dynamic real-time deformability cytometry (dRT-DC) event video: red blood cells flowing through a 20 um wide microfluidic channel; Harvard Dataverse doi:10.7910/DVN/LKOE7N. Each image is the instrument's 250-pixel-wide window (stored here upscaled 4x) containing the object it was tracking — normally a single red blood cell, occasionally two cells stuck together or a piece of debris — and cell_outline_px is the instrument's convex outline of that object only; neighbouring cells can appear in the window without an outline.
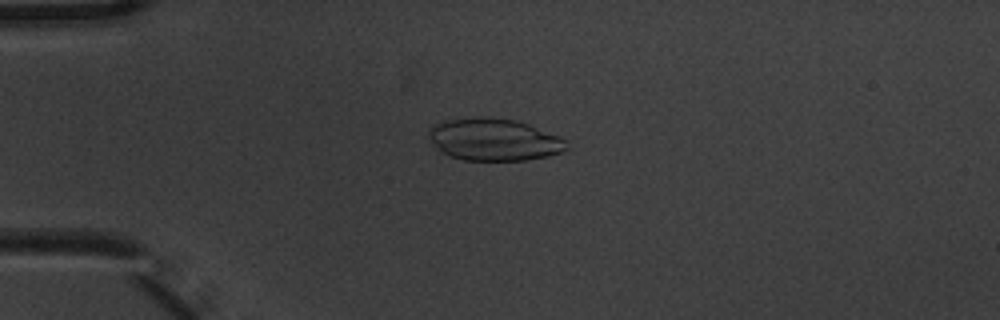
{"species": "common noctule bat (a hibernating species)", "species_latin": "Nyctalus noctula", "temperature_condition": "warm", "stored_images_in_passage": 2, "camera_frame_rate_fps": 3000, "um_per_image_px": 0.085, "animal": {"sex": "male", "body_mass_g": 20.1, "forearm_length_mm": 53.5}, "frame": {"image": 1, "passage_image": 1, "time_ms": 0.0, "image_size_px": [1000, 320], "cell_outline_px": [[568, 148], [560, 152], [548, 156], [524, 160], [464, 160], [440, 152], [432, 144], [428, 136], [428, 128], [432, 124], [444, 120], [476, 116], [488, 116], [516, 120], [528, 124], [560, 136], [564, 140]], "centroid_in_image_um": [41.93, 11.84], "position_along_channel_um": 43.1, "area_um2": 34.22}}